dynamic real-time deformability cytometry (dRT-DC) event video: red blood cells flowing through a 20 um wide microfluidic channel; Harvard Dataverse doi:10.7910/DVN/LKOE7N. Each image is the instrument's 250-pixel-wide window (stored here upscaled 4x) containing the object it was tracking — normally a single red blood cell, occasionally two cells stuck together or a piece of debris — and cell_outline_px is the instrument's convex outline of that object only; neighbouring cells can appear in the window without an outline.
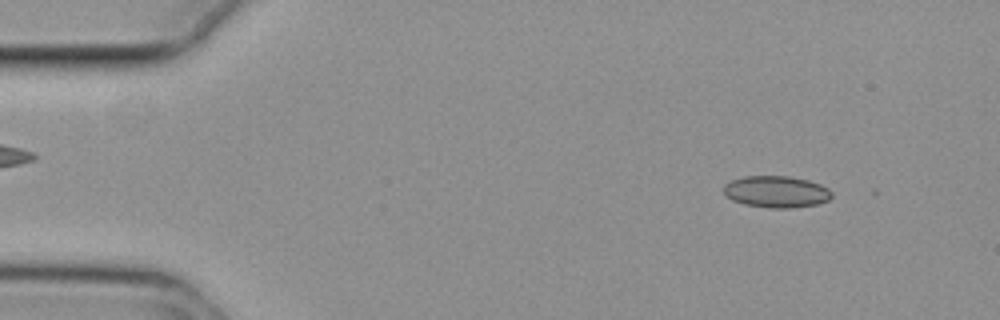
{"species": "common noctule bat (a hibernating species)", "species_latin": "Nyctalus noctula", "temperature_condition": "cold", "stored_images_in_passage": 18, "camera_frame_rate_fps": 3000, "um_per_image_px": 0.085, "animal": {"sex": "female", "body_mass_g": 29.2, "forearm_length_mm": 56.3}, "frame": {"image": 1, "passage_image": 6, "time_ms": 1.667, "image_size_px": [1000, 320], "cell_outline_px": [[832, 196], [828, 200], [816, 204], [788, 208], [772, 208], [744, 204], [732, 200], [724, 192], [724, 184], [732, 180], [744, 176], [788, 176], [808, 180], [820, 184], [828, 188], [832, 192]], "centroid_in_image_um": [65.99, 16.29], "position_along_channel_um": 19.0, "area_um2": 19.83}}
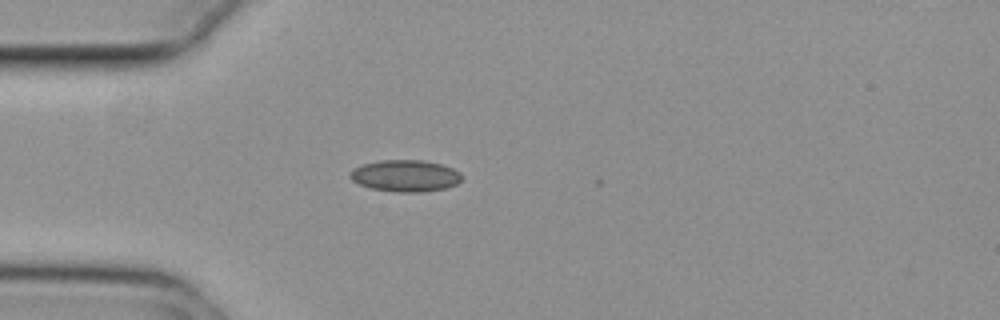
{"frame": {"image": 2, "passage_image": 15, "time_ms": 4.667, "image_size_px": [1000, 320], "cell_outline_px": [[460, 180], [456, 184], [444, 188], [420, 192], [396, 192], [372, 188], [360, 184], [352, 180], [348, 176], [348, 172], [352, 168], [364, 164], [380, 160], [420, 160], [440, 164], [452, 168], [460, 172]], "centroid_in_image_um": [34.4, 14.93], "position_along_channel_um": 50.6, "area_um2": 20.46}}